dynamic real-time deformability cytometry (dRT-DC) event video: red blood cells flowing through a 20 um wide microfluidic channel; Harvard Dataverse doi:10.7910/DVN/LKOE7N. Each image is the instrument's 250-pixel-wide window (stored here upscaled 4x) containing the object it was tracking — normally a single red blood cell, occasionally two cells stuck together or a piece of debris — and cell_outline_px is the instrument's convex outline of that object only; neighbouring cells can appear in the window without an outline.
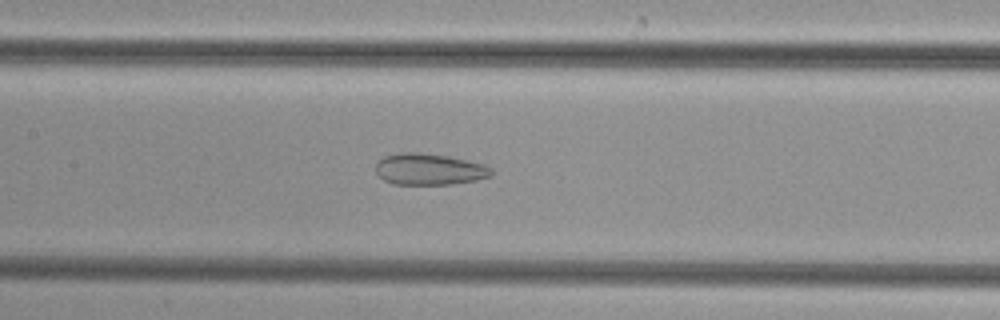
{"species": "common noctule bat (a hibernating species)", "species_latin": "Nyctalus noctula", "temperature_condition": "cold", "stored_images_in_passage": 41, "camera_frame_rate_fps": 3000, "um_per_image_px": 0.085, "animal": {"sex": "female", "body_mass_g": 29.2, "forearm_length_mm": 56.3}, "frame": {"image": 1, "passage_image": 15, "time_ms": 4.667, "image_size_px": [1000, 320], "cell_outline_px": [[492, 176], [476, 180], [452, 184], [392, 184], [384, 180], [376, 172], [376, 164], [384, 156], [396, 152], [416, 152], [448, 156], [484, 164], [492, 168]], "centroid_in_image_um": [36.48, 14.38], "position_along_channel_um": 170.9, "area_um2": 21.21}}
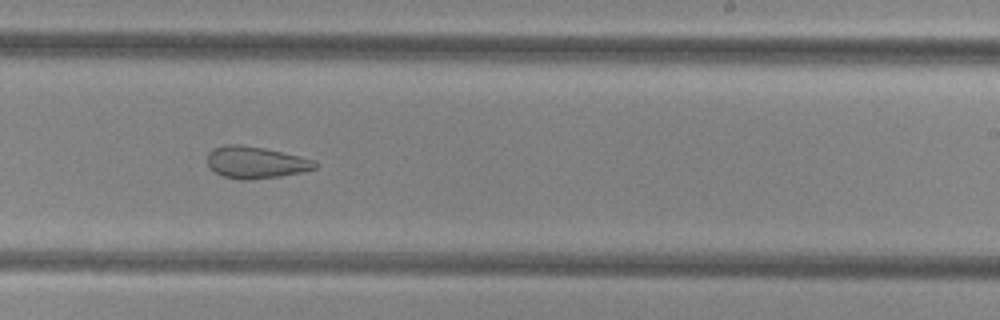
{"frame": {"image": 2, "passage_image": 22, "time_ms": 7.0, "image_size_px": [1000, 320], "cell_outline_px": [[320, 164], [316, 168], [300, 172], [280, 176], [252, 180], [240, 180], [224, 176], [216, 172], [208, 164], [208, 152], [212, 148], [224, 144], [240, 144], [264, 148], [300, 156], [312, 160]], "centroid_in_image_um": [21.72, 13.8], "position_along_channel_um": 267.3, "area_um2": 20.0}}
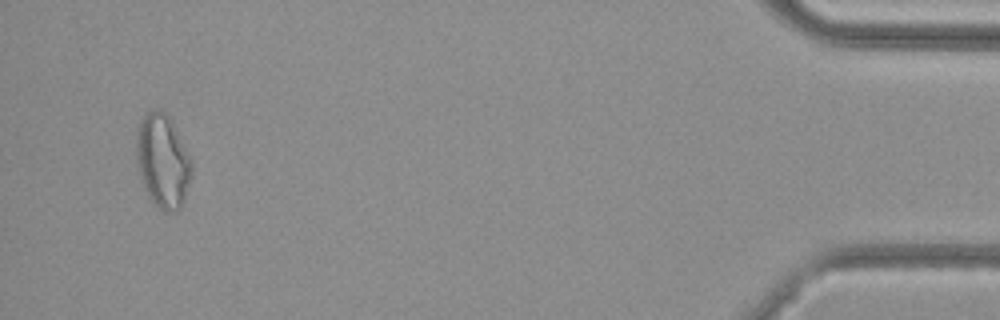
{"frame": {"image": 3, "passage_image": 39, "time_ms": 12.667, "image_size_px": [1000, 320], "cell_outline_px": [[192, 176], [184, 200], [180, 208], [176, 212], [164, 212], [156, 208], [148, 196], [140, 180], [136, 160], [136, 128], [140, 120], [148, 112], [156, 108], [164, 112], [168, 116], [192, 160]], "centroid_in_image_um": [13.81, 13.73], "position_along_channel_um": 421.4, "area_um2": 30.58}}